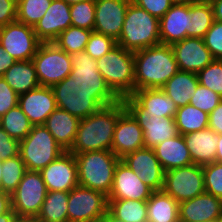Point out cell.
I'll use <instances>...</instances> for the list:
<instances>
[{"mask_svg":"<svg viewBox=\"0 0 222 222\" xmlns=\"http://www.w3.org/2000/svg\"><path fill=\"white\" fill-rule=\"evenodd\" d=\"M77 163L79 185L109 196L114 172L121 160L111 150L74 154Z\"/></svg>","mask_w":222,"mask_h":222,"instance_id":"5b68a950","label":"cell"},{"mask_svg":"<svg viewBox=\"0 0 222 222\" xmlns=\"http://www.w3.org/2000/svg\"><path fill=\"white\" fill-rule=\"evenodd\" d=\"M171 47L179 71L198 73L214 60L203 38L187 37Z\"/></svg>","mask_w":222,"mask_h":222,"instance_id":"d6986e66","label":"cell"},{"mask_svg":"<svg viewBox=\"0 0 222 222\" xmlns=\"http://www.w3.org/2000/svg\"><path fill=\"white\" fill-rule=\"evenodd\" d=\"M51 2L52 0H17V21L34 27Z\"/></svg>","mask_w":222,"mask_h":222,"instance_id":"74e56055","label":"cell"},{"mask_svg":"<svg viewBox=\"0 0 222 222\" xmlns=\"http://www.w3.org/2000/svg\"><path fill=\"white\" fill-rule=\"evenodd\" d=\"M162 191L178 203L205 193L203 166L191 164L166 171Z\"/></svg>","mask_w":222,"mask_h":222,"instance_id":"8fae6325","label":"cell"},{"mask_svg":"<svg viewBox=\"0 0 222 222\" xmlns=\"http://www.w3.org/2000/svg\"><path fill=\"white\" fill-rule=\"evenodd\" d=\"M193 164L207 165L215 162L218 134L206 128L183 135Z\"/></svg>","mask_w":222,"mask_h":222,"instance_id":"cb8c5ba5","label":"cell"},{"mask_svg":"<svg viewBox=\"0 0 222 222\" xmlns=\"http://www.w3.org/2000/svg\"><path fill=\"white\" fill-rule=\"evenodd\" d=\"M71 25L93 31L95 24V0L70 5Z\"/></svg>","mask_w":222,"mask_h":222,"instance_id":"f35d334b","label":"cell"},{"mask_svg":"<svg viewBox=\"0 0 222 222\" xmlns=\"http://www.w3.org/2000/svg\"><path fill=\"white\" fill-rule=\"evenodd\" d=\"M0 127L10 137L21 141L30 133L33 124L24 114L21 107L17 105L0 118Z\"/></svg>","mask_w":222,"mask_h":222,"instance_id":"e575fe53","label":"cell"},{"mask_svg":"<svg viewBox=\"0 0 222 222\" xmlns=\"http://www.w3.org/2000/svg\"><path fill=\"white\" fill-rule=\"evenodd\" d=\"M86 222H107L106 221V214L101 216V217H98L96 219H91V220L86 221Z\"/></svg>","mask_w":222,"mask_h":222,"instance_id":"6f0895ef","label":"cell"},{"mask_svg":"<svg viewBox=\"0 0 222 222\" xmlns=\"http://www.w3.org/2000/svg\"><path fill=\"white\" fill-rule=\"evenodd\" d=\"M106 221L107 222H125L123 220H120L116 217H114L109 211L106 213Z\"/></svg>","mask_w":222,"mask_h":222,"instance_id":"11a10c76","label":"cell"},{"mask_svg":"<svg viewBox=\"0 0 222 222\" xmlns=\"http://www.w3.org/2000/svg\"><path fill=\"white\" fill-rule=\"evenodd\" d=\"M41 41L33 27L15 21L0 28V45L16 61L32 60Z\"/></svg>","mask_w":222,"mask_h":222,"instance_id":"4fadbf2b","label":"cell"},{"mask_svg":"<svg viewBox=\"0 0 222 222\" xmlns=\"http://www.w3.org/2000/svg\"><path fill=\"white\" fill-rule=\"evenodd\" d=\"M198 84L197 73L178 71L161 89L179 108L189 104Z\"/></svg>","mask_w":222,"mask_h":222,"instance_id":"4316f807","label":"cell"},{"mask_svg":"<svg viewBox=\"0 0 222 222\" xmlns=\"http://www.w3.org/2000/svg\"><path fill=\"white\" fill-rule=\"evenodd\" d=\"M47 192L40 171L26 170L17 189L11 194L12 209L18 220L36 218Z\"/></svg>","mask_w":222,"mask_h":222,"instance_id":"9c48e42d","label":"cell"},{"mask_svg":"<svg viewBox=\"0 0 222 222\" xmlns=\"http://www.w3.org/2000/svg\"><path fill=\"white\" fill-rule=\"evenodd\" d=\"M134 91L162 88L178 71L171 45L159 44L134 52Z\"/></svg>","mask_w":222,"mask_h":222,"instance_id":"277c9868","label":"cell"},{"mask_svg":"<svg viewBox=\"0 0 222 222\" xmlns=\"http://www.w3.org/2000/svg\"><path fill=\"white\" fill-rule=\"evenodd\" d=\"M132 0H95L93 31L117 41L121 35L126 10Z\"/></svg>","mask_w":222,"mask_h":222,"instance_id":"e0dca14e","label":"cell"},{"mask_svg":"<svg viewBox=\"0 0 222 222\" xmlns=\"http://www.w3.org/2000/svg\"><path fill=\"white\" fill-rule=\"evenodd\" d=\"M221 101L220 95L198 84L189 104L209 114Z\"/></svg>","mask_w":222,"mask_h":222,"instance_id":"b9f144b4","label":"cell"},{"mask_svg":"<svg viewBox=\"0 0 222 222\" xmlns=\"http://www.w3.org/2000/svg\"><path fill=\"white\" fill-rule=\"evenodd\" d=\"M108 211L125 222H147V200L108 199Z\"/></svg>","mask_w":222,"mask_h":222,"instance_id":"f546056e","label":"cell"},{"mask_svg":"<svg viewBox=\"0 0 222 222\" xmlns=\"http://www.w3.org/2000/svg\"><path fill=\"white\" fill-rule=\"evenodd\" d=\"M212 0H182V2L189 4H197V3H211Z\"/></svg>","mask_w":222,"mask_h":222,"instance_id":"9f6ffc18","label":"cell"},{"mask_svg":"<svg viewBox=\"0 0 222 222\" xmlns=\"http://www.w3.org/2000/svg\"><path fill=\"white\" fill-rule=\"evenodd\" d=\"M25 172L26 166L20 154L4 160L0 190L11 195L17 189Z\"/></svg>","mask_w":222,"mask_h":222,"instance_id":"8d00e7d4","label":"cell"},{"mask_svg":"<svg viewBox=\"0 0 222 222\" xmlns=\"http://www.w3.org/2000/svg\"><path fill=\"white\" fill-rule=\"evenodd\" d=\"M12 209L11 195L0 190V215Z\"/></svg>","mask_w":222,"mask_h":222,"instance_id":"f907efd6","label":"cell"},{"mask_svg":"<svg viewBox=\"0 0 222 222\" xmlns=\"http://www.w3.org/2000/svg\"><path fill=\"white\" fill-rule=\"evenodd\" d=\"M47 191L70 192L79 185L76 158L65 151L41 171Z\"/></svg>","mask_w":222,"mask_h":222,"instance_id":"2e32d148","label":"cell"},{"mask_svg":"<svg viewBox=\"0 0 222 222\" xmlns=\"http://www.w3.org/2000/svg\"><path fill=\"white\" fill-rule=\"evenodd\" d=\"M116 43L133 52L161 44L159 19L131 1Z\"/></svg>","mask_w":222,"mask_h":222,"instance_id":"8992f818","label":"cell"},{"mask_svg":"<svg viewBox=\"0 0 222 222\" xmlns=\"http://www.w3.org/2000/svg\"><path fill=\"white\" fill-rule=\"evenodd\" d=\"M222 218V199L207 192L179 203V219L213 222Z\"/></svg>","mask_w":222,"mask_h":222,"instance_id":"603a6c76","label":"cell"},{"mask_svg":"<svg viewBox=\"0 0 222 222\" xmlns=\"http://www.w3.org/2000/svg\"><path fill=\"white\" fill-rule=\"evenodd\" d=\"M132 2L158 19L162 18L175 3L173 0H132Z\"/></svg>","mask_w":222,"mask_h":222,"instance_id":"f6af8a7d","label":"cell"},{"mask_svg":"<svg viewBox=\"0 0 222 222\" xmlns=\"http://www.w3.org/2000/svg\"><path fill=\"white\" fill-rule=\"evenodd\" d=\"M116 45L117 43L112 37L92 31L84 53L79 59L81 69L84 71L92 62L106 55Z\"/></svg>","mask_w":222,"mask_h":222,"instance_id":"836d02e7","label":"cell"},{"mask_svg":"<svg viewBox=\"0 0 222 222\" xmlns=\"http://www.w3.org/2000/svg\"><path fill=\"white\" fill-rule=\"evenodd\" d=\"M17 21V0H0V28Z\"/></svg>","mask_w":222,"mask_h":222,"instance_id":"7dc6e473","label":"cell"},{"mask_svg":"<svg viewBox=\"0 0 222 222\" xmlns=\"http://www.w3.org/2000/svg\"><path fill=\"white\" fill-rule=\"evenodd\" d=\"M200 85L207 87L222 97V59H214L197 73Z\"/></svg>","mask_w":222,"mask_h":222,"instance_id":"ab89813d","label":"cell"},{"mask_svg":"<svg viewBox=\"0 0 222 222\" xmlns=\"http://www.w3.org/2000/svg\"><path fill=\"white\" fill-rule=\"evenodd\" d=\"M209 114L188 104L176 111L175 122L179 134L185 135L208 128Z\"/></svg>","mask_w":222,"mask_h":222,"instance_id":"d6a6232c","label":"cell"},{"mask_svg":"<svg viewBox=\"0 0 222 222\" xmlns=\"http://www.w3.org/2000/svg\"><path fill=\"white\" fill-rule=\"evenodd\" d=\"M215 162L222 163V134L218 135Z\"/></svg>","mask_w":222,"mask_h":222,"instance_id":"db71d44e","label":"cell"},{"mask_svg":"<svg viewBox=\"0 0 222 222\" xmlns=\"http://www.w3.org/2000/svg\"><path fill=\"white\" fill-rule=\"evenodd\" d=\"M90 100L85 93L68 96L43 124L65 151H69L74 143L84 106Z\"/></svg>","mask_w":222,"mask_h":222,"instance_id":"52a82bcc","label":"cell"},{"mask_svg":"<svg viewBox=\"0 0 222 222\" xmlns=\"http://www.w3.org/2000/svg\"><path fill=\"white\" fill-rule=\"evenodd\" d=\"M17 221L18 218L16 217V214L13 211V209L0 215V222H17Z\"/></svg>","mask_w":222,"mask_h":222,"instance_id":"f5cc1de1","label":"cell"},{"mask_svg":"<svg viewBox=\"0 0 222 222\" xmlns=\"http://www.w3.org/2000/svg\"><path fill=\"white\" fill-rule=\"evenodd\" d=\"M69 192L48 191L36 218L45 222H68Z\"/></svg>","mask_w":222,"mask_h":222,"instance_id":"4dcf8cb0","label":"cell"},{"mask_svg":"<svg viewBox=\"0 0 222 222\" xmlns=\"http://www.w3.org/2000/svg\"><path fill=\"white\" fill-rule=\"evenodd\" d=\"M203 172L205 191L222 199V163L204 165Z\"/></svg>","mask_w":222,"mask_h":222,"instance_id":"60d3db41","label":"cell"},{"mask_svg":"<svg viewBox=\"0 0 222 222\" xmlns=\"http://www.w3.org/2000/svg\"><path fill=\"white\" fill-rule=\"evenodd\" d=\"M147 115L175 118L178 107L161 88L136 90L131 95Z\"/></svg>","mask_w":222,"mask_h":222,"instance_id":"484cf974","label":"cell"},{"mask_svg":"<svg viewBox=\"0 0 222 222\" xmlns=\"http://www.w3.org/2000/svg\"><path fill=\"white\" fill-rule=\"evenodd\" d=\"M214 13V20L222 22V0L211 1Z\"/></svg>","mask_w":222,"mask_h":222,"instance_id":"816d5d0a","label":"cell"},{"mask_svg":"<svg viewBox=\"0 0 222 222\" xmlns=\"http://www.w3.org/2000/svg\"><path fill=\"white\" fill-rule=\"evenodd\" d=\"M177 222H190V221H187V220H178Z\"/></svg>","mask_w":222,"mask_h":222,"instance_id":"6125c7cd","label":"cell"},{"mask_svg":"<svg viewBox=\"0 0 222 222\" xmlns=\"http://www.w3.org/2000/svg\"><path fill=\"white\" fill-rule=\"evenodd\" d=\"M32 61L40 86L61 89L69 96L85 93L84 71L79 60L53 42L41 43Z\"/></svg>","mask_w":222,"mask_h":222,"instance_id":"7a4b0ae2","label":"cell"},{"mask_svg":"<svg viewBox=\"0 0 222 222\" xmlns=\"http://www.w3.org/2000/svg\"><path fill=\"white\" fill-rule=\"evenodd\" d=\"M203 40L212 57L222 59V22L214 20Z\"/></svg>","mask_w":222,"mask_h":222,"instance_id":"7bdbcfd3","label":"cell"},{"mask_svg":"<svg viewBox=\"0 0 222 222\" xmlns=\"http://www.w3.org/2000/svg\"><path fill=\"white\" fill-rule=\"evenodd\" d=\"M64 152L44 125H33L30 133L20 141L19 154L26 170L41 171Z\"/></svg>","mask_w":222,"mask_h":222,"instance_id":"ba28073f","label":"cell"},{"mask_svg":"<svg viewBox=\"0 0 222 222\" xmlns=\"http://www.w3.org/2000/svg\"><path fill=\"white\" fill-rule=\"evenodd\" d=\"M190 22L189 3L175 2L159 19L161 44L172 45L187 38Z\"/></svg>","mask_w":222,"mask_h":222,"instance_id":"7402d4cb","label":"cell"},{"mask_svg":"<svg viewBox=\"0 0 222 222\" xmlns=\"http://www.w3.org/2000/svg\"><path fill=\"white\" fill-rule=\"evenodd\" d=\"M191 17L190 30L187 37L203 38L214 22V13L211 3L189 4Z\"/></svg>","mask_w":222,"mask_h":222,"instance_id":"d590c367","label":"cell"},{"mask_svg":"<svg viewBox=\"0 0 222 222\" xmlns=\"http://www.w3.org/2000/svg\"><path fill=\"white\" fill-rule=\"evenodd\" d=\"M63 1H65L67 4L73 5L86 0H63Z\"/></svg>","mask_w":222,"mask_h":222,"instance_id":"680465c9","label":"cell"},{"mask_svg":"<svg viewBox=\"0 0 222 222\" xmlns=\"http://www.w3.org/2000/svg\"><path fill=\"white\" fill-rule=\"evenodd\" d=\"M108 197L102 192L81 185L69 192L68 222H86L105 215Z\"/></svg>","mask_w":222,"mask_h":222,"instance_id":"5bb4252c","label":"cell"},{"mask_svg":"<svg viewBox=\"0 0 222 222\" xmlns=\"http://www.w3.org/2000/svg\"><path fill=\"white\" fill-rule=\"evenodd\" d=\"M153 149L165 172L173 168L193 164L190 152L181 134L157 144Z\"/></svg>","mask_w":222,"mask_h":222,"instance_id":"d4e9b609","label":"cell"},{"mask_svg":"<svg viewBox=\"0 0 222 222\" xmlns=\"http://www.w3.org/2000/svg\"><path fill=\"white\" fill-rule=\"evenodd\" d=\"M26 222H45V221H42L38 218H31V219H27Z\"/></svg>","mask_w":222,"mask_h":222,"instance_id":"91938a15","label":"cell"},{"mask_svg":"<svg viewBox=\"0 0 222 222\" xmlns=\"http://www.w3.org/2000/svg\"><path fill=\"white\" fill-rule=\"evenodd\" d=\"M19 95L0 77V118L18 105Z\"/></svg>","mask_w":222,"mask_h":222,"instance_id":"ee69618b","label":"cell"},{"mask_svg":"<svg viewBox=\"0 0 222 222\" xmlns=\"http://www.w3.org/2000/svg\"><path fill=\"white\" fill-rule=\"evenodd\" d=\"M91 33V30L71 25L66 30L62 31L53 43L79 60L84 53Z\"/></svg>","mask_w":222,"mask_h":222,"instance_id":"1f68e13d","label":"cell"},{"mask_svg":"<svg viewBox=\"0 0 222 222\" xmlns=\"http://www.w3.org/2000/svg\"><path fill=\"white\" fill-rule=\"evenodd\" d=\"M122 101L143 130L145 148L153 149L157 144L179 135L174 118L147 115L146 110L132 96Z\"/></svg>","mask_w":222,"mask_h":222,"instance_id":"30bf717a","label":"cell"},{"mask_svg":"<svg viewBox=\"0 0 222 222\" xmlns=\"http://www.w3.org/2000/svg\"><path fill=\"white\" fill-rule=\"evenodd\" d=\"M2 160L0 159V186H1V178H2Z\"/></svg>","mask_w":222,"mask_h":222,"instance_id":"94428289","label":"cell"},{"mask_svg":"<svg viewBox=\"0 0 222 222\" xmlns=\"http://www.w3.org/2000/svg\"><path fill=\"white\" fill-rule=\"evenodd\" d=\"M145 148L142 128L118 100V120L113 134L111 151L120 159L136 150Z\"/></svg>","mask_w":222,"mask_h":222,"instance_id":"9a60e30c","label":"cell"},{"mask_svg":"<svg viewBox=\"0 0 222 222\" xmlns=\"http://www.w3.org/2000/svg\"><path fill=\"white\" fill-rule=\"evenodd\" d=\"M17 222H26V220H18Z\"/></svg>","mask_w":222,"mask_h":222,"instance_id":"be15d7a7","label":"cell"},{"mask_svg":"<svg viewBox=\"0 0 222 222\" xmlns=\"http://www.w3.org/2000/svg\"><path fill=\"white\" fill-rule=\"evenodd\" d=\"M20 141L9 136V134L0 127V159L2 161L19 155Z\"/></svg>","mask_w":222,"mask_h":222,"instance_id":"bcb514c9","label":"cell"},{"mask_svg":"<svg viewBox=\"0 0 222 222\" xmlns=\"http://www.w3.org/2000/svg\"><path fill=\"white\" fill-rule=\"evenodd\" d=\"M134 52L116 45L84 70L85 94L91 99L122 100L134 92Z\"/></svg>","mask_w":222,"mask_h":222,"instance_id":"6da1fadb","label":"cell"},{"mask_svg":"<svg viewBox=\"0 0 222 222\" xmlns=\"http://www.w3.org/2000/svg\"><path fill=\"white\" fill-rule=\"evenodd\" d=\"M121 161L153 191H162L165 171L154 149L142 148L125 155Z\"/></svg>","mask_w":222,"mask_h":222,"instance_id":"ac0fdd59","label":"cell"},{"mask_svg":"<svg viewBox=\"0 0 222 222\" xmlns=\"http://www.w3.org/2000/svg\"><path fill=\"white\" fill-rule=\"evenodd\" d=\"M208 128L218 135L222 134V101L209 113Z\"/></svg>","mask_w":222,"mask_h":222,"instance_id":"c3c4849f","label":"cell"},{"mask_svg":"<svg viewBox=\"0 0 222 222\" xmlns=\"http://www.w3.org/2000/svg\"><path fill=\"white\" fill-rule=\"evenodd\" d=\"M154 191L125 163L118 162L108 199L148 200Z\"/></svg>","mask_w":222,"mask_h":222,"instance_id":"ffe728a7","label":"cell"},{"mask_svg":"<svg viewBox=\"0 0 222 222\" xmlns=\"http://www.w3.org/2000/svg\"><path fill=\"white\" fill-rule=\"evenodd\" d=\"M118 120V100L91 99L85 106L74 143L73 154L111 150Z\"/></svg>","mask_w":222,"mask_h":222,"instance_id":"3957f363","label":"cell"},{"mask_svg":"<svg viewBox=\"0 0 222 222\" xmlns=\"http://www.w3.org/2000/svg\"><path fill=\"white\" fill-rule=\"evenodd\" d=\"M70 26V4L63 0H52L50 7L33 27V30L42 43H51Z\"/></svg>","mask_w":222,"mask_h":222,"instance_id":"44dd1931","label":"cell"},{"mask_svg":"<svg viewBox=\"0 0 222 222\" xmlns=\"http://www.w3.org/2000/svg\"><path fill=\"white\" fill-rule=\"evenodd\" d=\"M179 203L163 191H154L147 200V222H177Z\"/></svg>","mask_w":222,"mask_h":222,"instance_id":"f1b7e54d","label":"cell"},{"mask_svg":"<svg viewBox=\"0 0 222 222\" xmlns=\"http://www.w3.org/2000/svg\"><path fill=\"white\" fill-rule=\"evenodd\" d=\"M17 61L0 45V77Z\"/></svg>","mask_w":222,"mask_h":222,"instance_id":"681fc988","label":"cell"},{"mask_svg":"<svg viewBox=\"0 0 222 222\" xmlns=\"http://www.w3.org/2000/svg\"><path fill=\"white\" fill-rule=\"evenodd\" d=\"M2 78L18 95L40 86L32 60L17 61L4 73Z\"/></svg>","mask_w":222,"mask_h":222,"instance_id":"83f0119b","label":"cell"},{"mask_svg":"<svg viewBox=\"0 0 222 222\" xmlns=\"http://www.w3.org/2000/svg\"><path fill=\"white\" fill-rule=\"evenodd\" d=\"M63 90L38 86L19 95L18 105L33 125H43L47 117L68 97Z\"/></svg>","mask_w":222,"mask_h":222,"instance_id":"7c38bea8","label":"cell"}]
</instances>
